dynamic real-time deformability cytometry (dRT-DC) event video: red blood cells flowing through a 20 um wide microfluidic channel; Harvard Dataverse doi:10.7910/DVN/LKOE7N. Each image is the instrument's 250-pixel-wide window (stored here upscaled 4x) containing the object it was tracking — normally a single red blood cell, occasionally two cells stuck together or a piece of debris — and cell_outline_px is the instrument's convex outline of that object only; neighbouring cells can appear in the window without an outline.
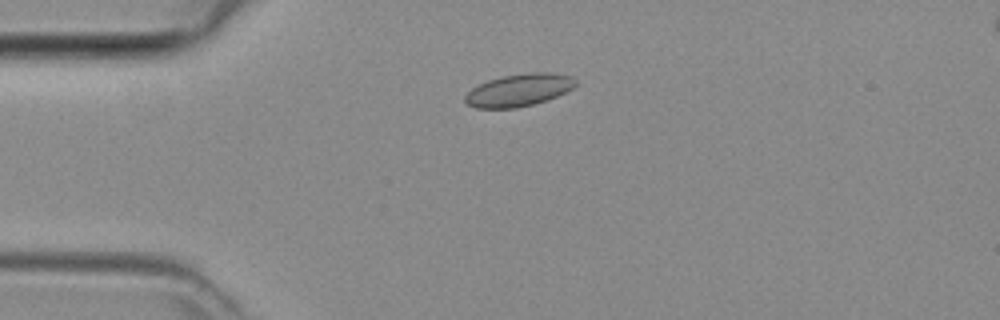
{"species": "common noctule bat (a hibernating species)", "species_latin": "Nyctalus noctula", "temperature_condition": "room temperature", "stored_images_in_passage": 37, "camera_frame_rate_fps": 3000, "um_per_image_px": 0.085, "animal": {"sex": "female", "body_mass_g": 29.2, "forearm_length_mm": 56.3}, "frame": {"image": 1, "passage_image": 2, "time_ms": 0.333, "image_size_px": [1000, 320], "cell_outline_px": [[576, 84], [572, 88], [556, 96], [532, 104], [516, 108], [476, 108], [468, 104], [464, 100], [464, 96], [476, 84], [500, 76], [528, 72], [552, 72], [572, 76], [576, 80]], "centroid_in_image_um": [44.07, 7.64], "position_along_channel_um": 40.9, "area_um2": 20.92}}
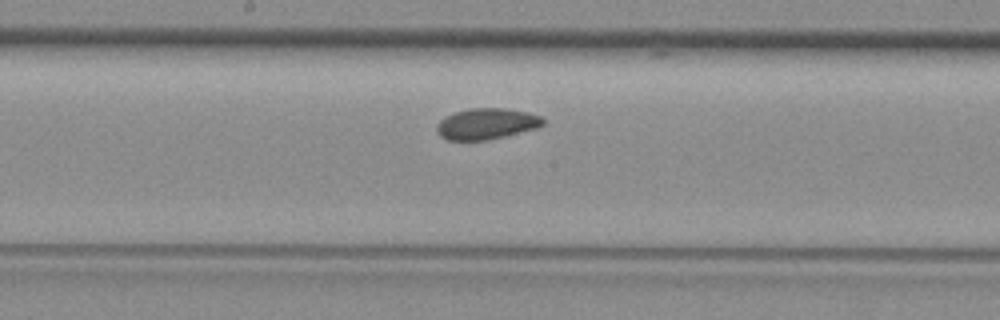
{"frame": {"image": 2, "passage_image": 15, "time_ms": 4.667, "image_size_px": [1000, 320], "cell_outline_px": [[544, 124], [536, 128], [504, 136], [484, 140], [448, 140], [440, 136], [436, 132], [436, 128], [440, 120], [444, 116], [456, 112], [472, 108], [508, 108], [528, 112], [540, 116], [544, 120]], "centroid_in_image_um": [41.34, 10.51], "position_along_channel_um": 206.9, "area_um2": 19.13}}
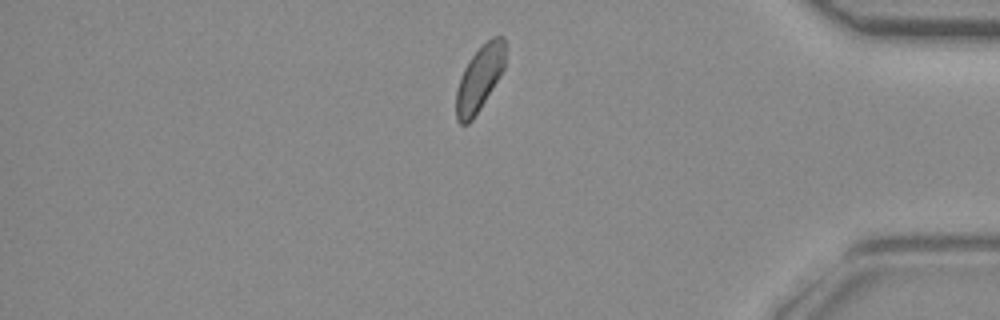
{"frame": {"image": 3, "passage_image": 30, "time_ms": 9.667, "image_size_px": [1000, 320], "cell_outline_px": [[508, 48], [504, 68], [480, 108], [472, 120], [468, 124], [460, 124], [456, 120], [456, 92], [460, 76], [468, 60], [492, 36], [504, 36]], "centroid_in_image_um": [40.78, 6.63], "position_along_channel_um": 394.4, "area_um2": 18.73}}